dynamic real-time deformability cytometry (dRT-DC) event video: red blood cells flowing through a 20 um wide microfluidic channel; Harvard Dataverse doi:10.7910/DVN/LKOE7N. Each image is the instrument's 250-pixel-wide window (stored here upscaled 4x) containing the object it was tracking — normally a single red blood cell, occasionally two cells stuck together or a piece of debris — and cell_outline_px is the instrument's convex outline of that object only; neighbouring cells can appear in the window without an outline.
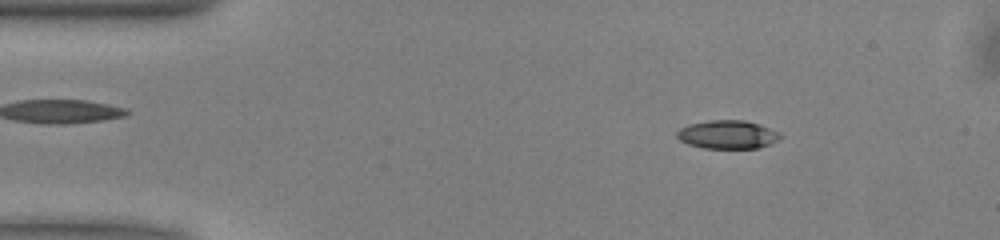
{"species": "common noctule bat (a hibernating species)", "species_latin": "Nyctalus noctula", "temperature_condition": "warm", "stored_images_in_passage": 49, "camera_frame_rate_fps": 3000, "um_per_image_px": 0.085, "animal": {"sex": "male", "body_mass_g": 13.0, "forearm_length_mm": 53.1}, "frame": {"image": 1, "passage_image": 6, "time_ms": 1.667, "image_size_px": [1000, 240], "cell_outline_px": [[784, 136], [768, 144], [756, 148], [704, 148], [688, 144], [680, 140], [676, 136], [676, 132], [680, 128], [688, 124], [708, 120], [744, 120], [760, 124]], "centroid_in_image_um": [61.79, 11.43], "position_along_channel_um": 23.2, "area_um2": 16.99}}
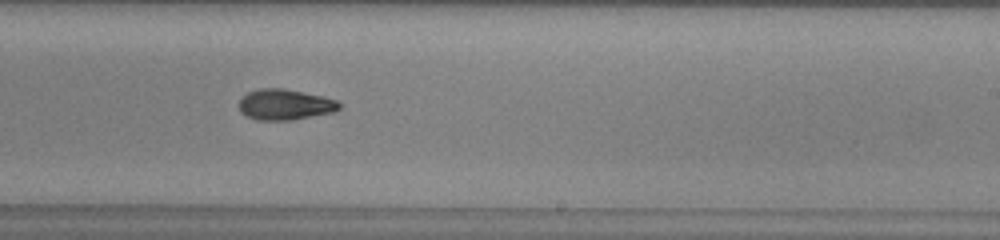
{"frame": {"image": 2, "passage_image": 29, "time_ms": 9.333, "image_size_px": [1000, 240], "cell_outline_px": [[340, 108], [336, 112], [292, 120], [256, 120], [240, 112], [240, 96], [248, 92], [260, 88], [280, 88], [324, 96], [336, 100], [340, 104]], "centroid_in_image_um": [24.23, 8.89], "position_along_channel_um": 264.8, "area_um2": 18.03}}
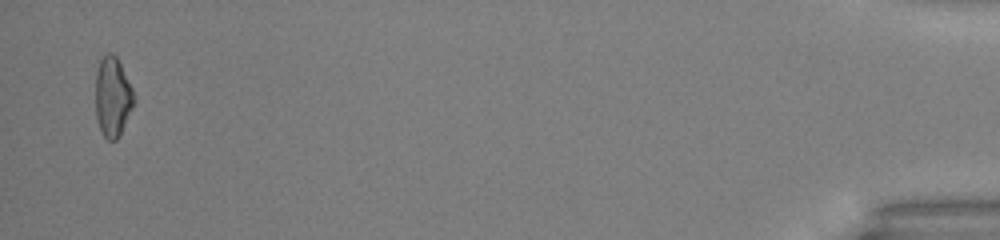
{"frame": {"image": 3, "passage_image": 48, "time_ms": 15.667, "image_size_px": [1000, 240], "cell_outline_px": [[136, 100], [120, 136], [116, 140], [108, 140], [104, 136], [100, 128], [96, 116], [96, 72], [100, 60], [108, 52], [112, 52], [116, 56], [132, 88]], "centroid_in_image_um": [9.58, 8.25], "position_along_channel_um": 425.6, "area_um2": 17.8}, "authors_computed_cell_mechanics": {"area_um2": 17.6868, "velocity_mm_per_s": 4.0566, "shape_relaxation_time_tau1_ms": 6.4395, "shape_relaxation_time_tau2_ms": 9.6516, "deformation_change_tau1": 0.1651, "deformation_change_tau2": 0.1909}}